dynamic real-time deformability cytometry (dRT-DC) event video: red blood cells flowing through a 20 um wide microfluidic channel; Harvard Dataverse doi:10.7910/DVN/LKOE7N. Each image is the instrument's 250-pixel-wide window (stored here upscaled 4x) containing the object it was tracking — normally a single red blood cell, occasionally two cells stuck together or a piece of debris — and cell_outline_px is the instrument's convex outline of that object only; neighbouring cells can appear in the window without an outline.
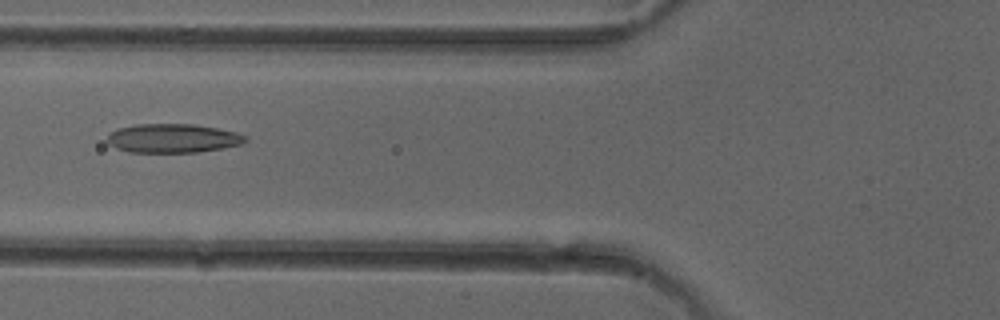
{"species": "common noctule bat (a hibernating species)", "species_latin": "Nyctalus noctula", "temperature_condition": "cold", "stored_images_in_passage": 43, "camera_frame_rate_fps": 3000, "um_per_image_px": 0.085, "animal": {"sex": "female"}, "frame": {"image": 1, "passage_image": 12, "time_ms": 3.667, "image_size_px": [1000, 320], "cell_outline_px": [[248, 140], [240, 144], [224, 148], [196, 152], [128, 152], [116, 148], [108, 144], [108, 136], [116, 128], [136, 124], [192, 124], [216, 128], [236, 132], [248, 136]], "centroid_in_image_um": [14.69, 11.75], "position_along_channel_um": 111.1, "area_um2": 23.29}}
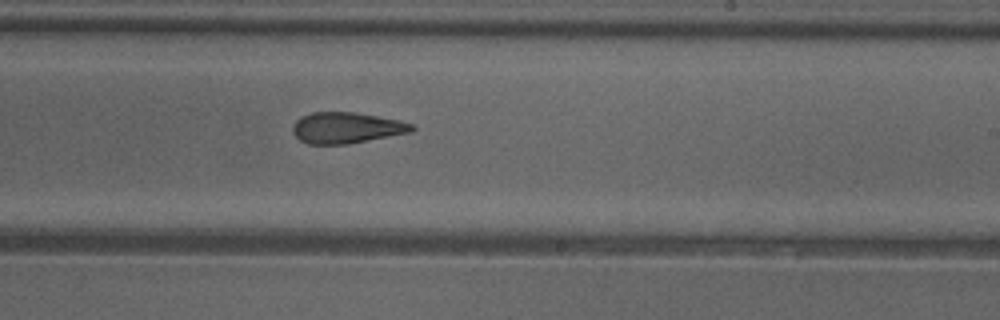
{"frame": {"image": 2, "passage_image": 23, "time_ms": 7.333, "image_size_px": [1000, 320], "cell_outline_px": [[416, 128], [412, 132], [348, 144], [308, 144], [300, 140], [292, 132], [292, 124], [300, 116], [312, 112], [356, 112], [396, 120], [412, 124]], "centroid_in_image_um": [29.41, 10.86], "position_along_channel_um": 259.6, "area_um2": 21.56}}
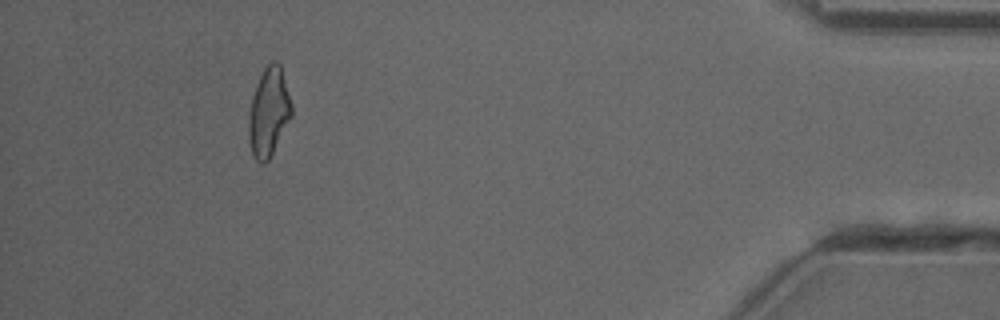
{"frame": {"image": 3, "passage_image": 39, "time_ms": 12.667, "image_size_px": [1000, 320], "cell_outline_px": [[292, 116], [268, 160], [264, 164], [260, 164], [252, 156], [248, 140], [248, 116], [252, 96], [256, 84], [264, 68], [272, 60], [276, 60], [280, 64], [292, 104]], "centroid_in_image_um": [22.82, 9.54], "position_along_channel_um": 412.4, "area_um2": 22.31}, "authors_computed_cell_mechanics": {"area_um2": 22.1952, "velocity_mm_per_s": 4.0434, "shape_relaxation_time_tau1_ms": 6.5805, "shape_relaxation_time_tau2_ms": 2.2243, "deformation_change_tau1": 0.1736, "deformation_change_tau2": 0.0991}}